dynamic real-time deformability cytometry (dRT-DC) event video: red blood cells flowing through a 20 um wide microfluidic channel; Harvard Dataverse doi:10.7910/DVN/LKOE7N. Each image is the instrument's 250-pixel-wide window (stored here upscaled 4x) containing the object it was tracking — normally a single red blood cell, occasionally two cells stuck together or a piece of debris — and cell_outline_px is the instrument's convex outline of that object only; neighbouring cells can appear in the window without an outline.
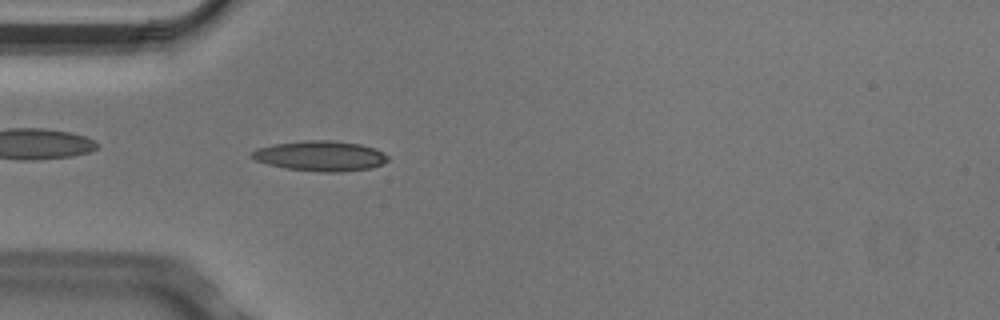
{"species": "Egyptian fruit bat (a non-hibernating species)", "species_latin": "Rousettus aegyptiacus", "temperature_condition": "cold", "stored_images_in_passage": 4, "camera_frame_rate_fps": 3000, "um_per_image_px": 0.085, "animal": {"sex": "male"}, "frame": {"image": 1, "passage_image": 4, "time_ms": 1.0, "image_size_px": [1000, 320], "cell_outline_px": [[388, 160], [384, 164], [372, 168], [340, 172], [320, 172], [284, 168], [268, 164], [256, 160], [248, 156], [256, 148], [276, 144], [304, 140], [332, 140], [360, 144], [376, 148], [384, 152], [388, 156]], "centroid_in_image_um": [27.26, 13.26], "position_along_channel_um": 57.7, "area_um2": 24.16}}